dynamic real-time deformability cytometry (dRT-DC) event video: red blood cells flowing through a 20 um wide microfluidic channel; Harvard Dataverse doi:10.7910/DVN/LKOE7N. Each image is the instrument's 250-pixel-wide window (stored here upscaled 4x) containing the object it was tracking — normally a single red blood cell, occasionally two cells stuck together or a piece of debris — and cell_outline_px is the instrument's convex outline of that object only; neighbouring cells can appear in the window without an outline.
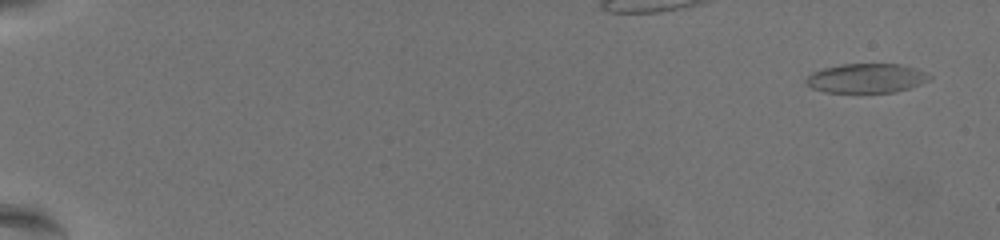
{"species": "common noctule bat (a hibernating species)", "species_latin": "Nyctalus noctula", "temperature_condition": "warm", "stored_images_in_passage": 62, "camera_frame_rate_fps": 3000, "um_per_image_px": 0.085, "animal": {"sex": "female", "body_mass_g": 19.5, "forearm_length_mm": 54.1}, "frame": {"image": 1, "passage_image": 3, "time_ms": 0.667, "image_size_px": [1000, 240], "cell_outline_px": [[932, 80], [896, 92], [824, 92], [812, 88], [804, 80], [812, 72], [824, 68], [840, 64], [900, 64], [916, 68], [932, 76]], "centroid_in_image_um": [73.66, 6.64], "position_along_channel_um": 11.3, "area_um2": 21.1}}
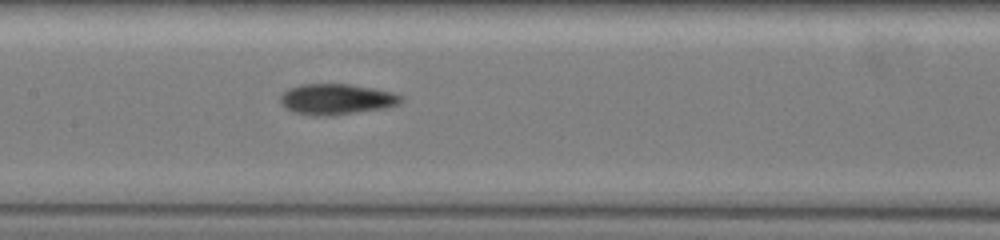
{"frame": {"image": 2, "passage_image": 34, "time_ms": 11.0, "image_size_px": [1000, 240], "cell_outline_px": [[404, 100], [400, 104], [384, 108], [328, 116], [316, 116], [296, 112], [288, 108], [280, 100], [280, 96], [288, 88], [300, 84], [348, 84], [372, 88], [392, 92], [404, 96]], "centroid_in_image_um": [28.64, 8.42], "position_along_channel_um": 178.8, "area_um2": 21.44}}
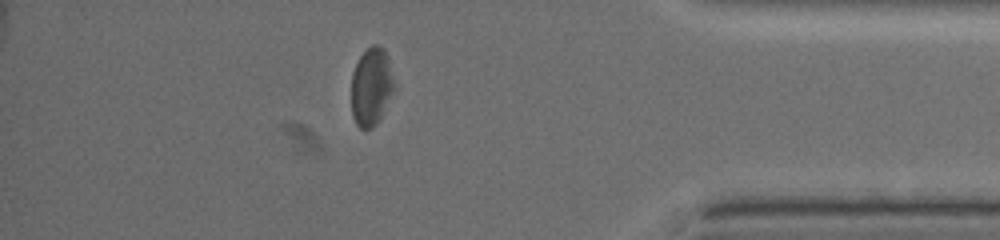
{"frame": {"image": 3, "passage_image": 55, "time_ms": 18.0, "image_size_px": [1000, 240], "cell_outline_px": [[392, 88], [380, 116], [376, 124], [372, 128], [360, 128], [356, 124], [352, 116], [352, 72], [360, 56], [372, 44], [380, 44], [384, 48], [388, 60], [392, 76]], "centroid_in_image_um": [31.51, 7.33], "position_along_channel_um": 403.7, "area_um2": 18.73}, "authors_computed_cell_mechanics": {"area_um2": 20.808, "velocity_mm_per_s": 3.5685, "shape_relaxation_time_tau1_ms": 7.0883, "shape_relaxation_time_tau2_ms": 2.6621, "deformation_change_tau1": 0.1537, "deformation_change_tau2": 0.0993}}